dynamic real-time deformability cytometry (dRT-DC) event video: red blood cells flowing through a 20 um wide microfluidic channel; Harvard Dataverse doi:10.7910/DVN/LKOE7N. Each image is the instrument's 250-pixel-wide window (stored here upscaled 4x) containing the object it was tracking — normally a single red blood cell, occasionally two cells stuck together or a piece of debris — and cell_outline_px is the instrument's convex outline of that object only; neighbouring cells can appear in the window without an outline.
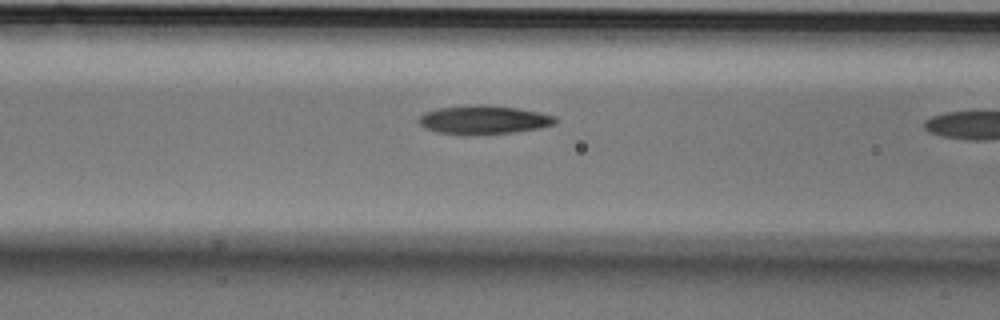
{"species": "Egyptian fruit bat (a non-hibernating species)", "species_latin": "Rousettus aegyptiacus", "temperature_condition": "cold", "stored_images_in_passage": 21, "camera_frame_rate_fps": 3000, "um_per_image_px": 0.085, "animal": {"sex": "male"}, "frame": {"image": 1, "passage_image": 20, "time_ms": 6.333, "image_size_px": [1000, 320], "cell_outline_px": [[556, 124], [540, 128], [516, 132], [468, 136], [464, 136], [436, 132], [424, 128], [416, 120], [424, 112], [440, 108], [472, 104], [476, 104], [516, 108], [540, 112], [556, 116]], "centroid_in_image_um": [41.08, 10.21], "position_along_channel_um": 125.5, "area_um2": 23.24}}